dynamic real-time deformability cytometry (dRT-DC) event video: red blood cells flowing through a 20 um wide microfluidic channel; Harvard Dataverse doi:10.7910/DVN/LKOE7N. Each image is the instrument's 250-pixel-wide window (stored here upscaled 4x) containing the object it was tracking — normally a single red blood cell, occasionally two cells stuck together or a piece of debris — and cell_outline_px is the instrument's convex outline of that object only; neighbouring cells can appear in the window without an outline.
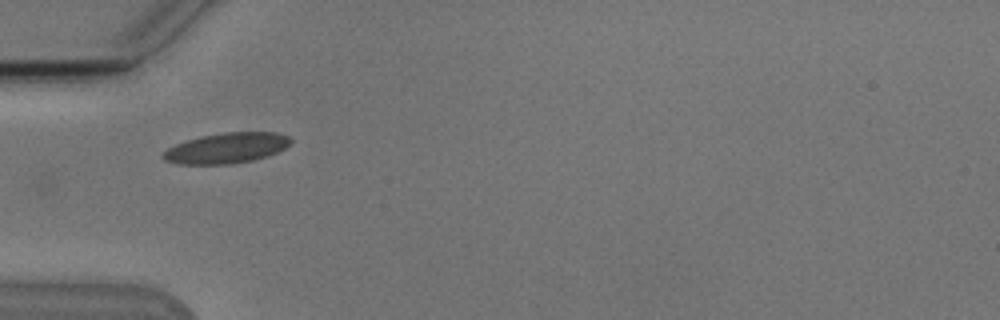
{"species": "Egyptian fruit bat (a non-hibernating species)", "species_latin": "Rousettus aegyptiacus", "temperature_condition": "cold", "stored_images_in_passage": 9, "camera_frame_rate_fps": 3000, "um_per_image_px": 0.085, "animal": {"sex": "male"}, "frame": {"image": 1, "passage_image": 3, "time_ms": 3.333, "image_size_px": [1000, 320], "cell_outline_px": [[292, 144], [268, 156], [252, 160], [228, 164], [176, 164], [164, 160], [160, 156], [168, 148], [176, 144], [200, 136], [224, 132], [276, 132], [288, 136], [292, 140]], "centroid_in_image_um": [19.25, 12.58], "position_along_channel_um": 65.7, "area_um2": 22.66}}
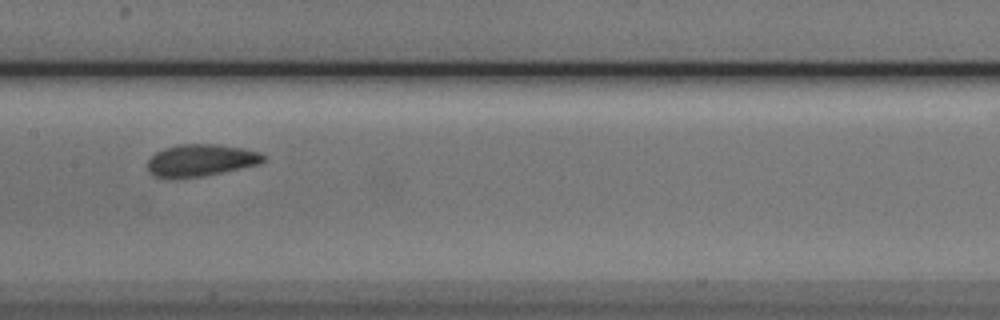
{"frame": {"image": 2, "passage_image": 6, "time_ms": 6.667, "image_size_px": [1000, 320], "cell_outline_px": [[268, 160], [260, 164], [204, 176], [176, 180], [172, 180], [152, 176], [148, 172], [148, 160], [156, 152], [164, 148], [176, 144], [216, 144], [240, 148], [260, 152]], "centroid_in_image_um": [17.03, 13.65], "position_along_channel_um": 190.4, "area_um2": 22.14}}
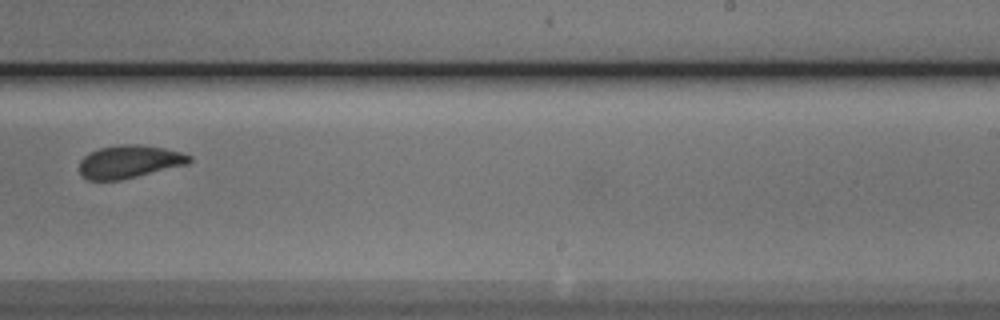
{"frame": {"image": 3, "passage_image": 8, "time_ms": 9.0, "image_size_px": [1000, 320], "cell_outline_px": [[192, 160], [188, 164], [120, 180], [88, 180], [80, 176], [80, 160], [88, 152], [100, 148], [120, 144], [140, 144], [164, 148], [180, 152], [192, 156]], "centroid_in_image_um": [10.97, 13.74], "position_along_channel_um": 278.0, "area_um2": 21.15}}